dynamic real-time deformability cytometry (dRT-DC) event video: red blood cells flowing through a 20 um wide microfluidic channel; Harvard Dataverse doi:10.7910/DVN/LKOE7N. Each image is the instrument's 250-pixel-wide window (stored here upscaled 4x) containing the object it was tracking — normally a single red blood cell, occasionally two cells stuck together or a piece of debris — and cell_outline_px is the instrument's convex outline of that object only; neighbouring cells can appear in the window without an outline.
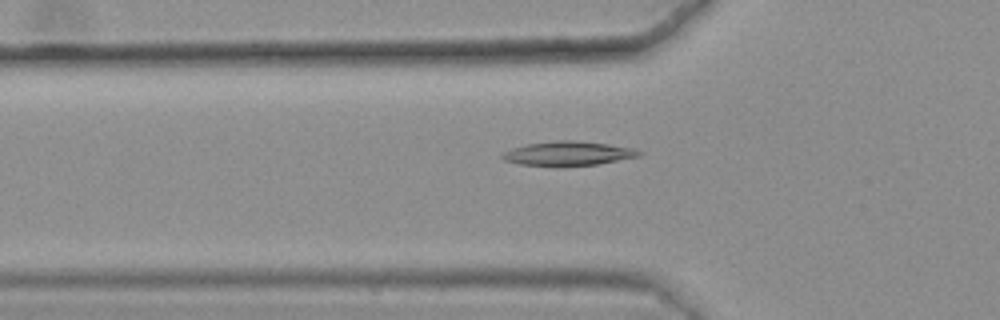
{"species": "common noctule bat (a hibernating species)", "species_latin": "Nyctalus noctula", "temperature_condition": "warm", "stored_images_in_passage": 50, "camera_frame_rate_fps": 3000, "um_per_image_px": 0.085, "animal": {"sex": "female", "body_mass_g": 25.1}, "frame": {"image": 1, "passage_image": 19, "time_ms": 6.0, "image_size_px": [1000, 320], "cell_outline_px": [[644, 152], [640, 156], [596, 164], [520, 164], [504, 160], [500, 156], [504, 152], [512, 148], [528, 144], [556, 140], [576, 140], [608, 144], [632, 148]], "centroid_in_image_um": [48.32, 13.01], "position_along_channel_um": 77.5, "area_um2": 18.55}}
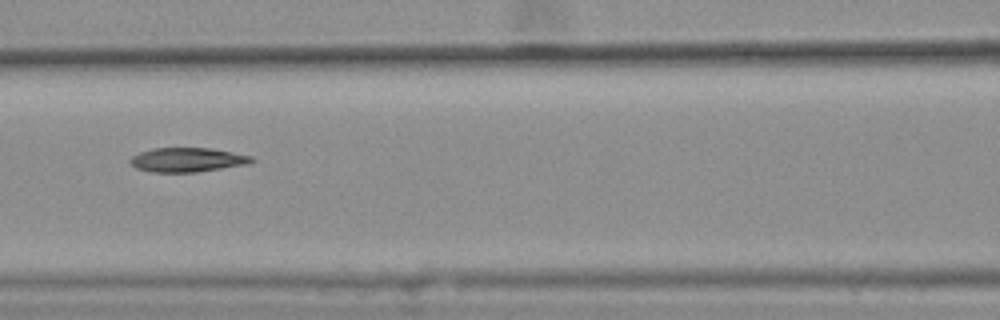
{"frame": {"image": 2, "passage_image": 25, "time_ms": 8.0, "image_size_px": [1000, 320], "cell_outline_px": [[256, 160], [248, 164], [196, 172], [152, 172], [136, 168], [128, 160], [132, 156], [140, 152], [152, 148], [208, 148], [232, 152], [252, 156]], "centroid_in_image_um": [15.92, 13.58], "position_along_channel_um": 150.7, "area_um2": 17.11}}
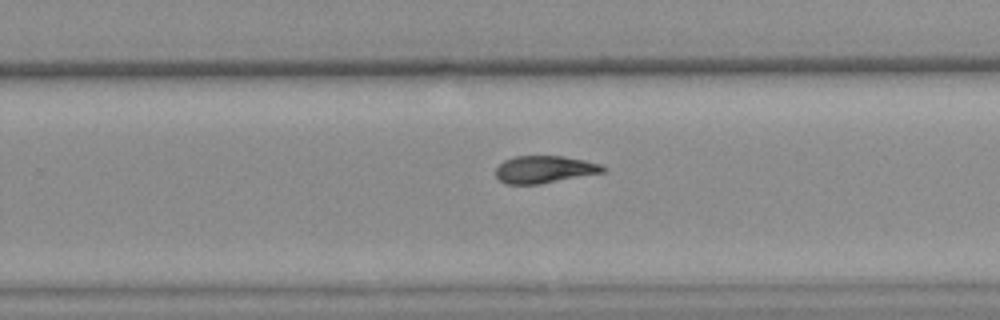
{"frame": {"image": 3, "passage_image": 36, "time_ms": 11.667, "image_size_px": [1000, 320], "cell_outline_px": [[608, 168], [604, 172], [540, 184], [508, 184], [500, 180], [496, 176], [496, 168], [504, 160], [512, 156], [564, 156], [584, 160], [600, 164]], "centroid_in_image_um": [46.28, 14.39], "position_along_channel_um": 283.5, "area_um2": 17.05}, "authors_computed_cell_mechanics": {"area_um2": 17.8313, "velocity_mm_per_s": 3.637, "shape_relaxation_time_tau1_ms": null, "shape_relaxation_time_tau2_ms": 7.0176, "deformation_change_tau1": null, "deformation_change_tau2": 0.1398}}